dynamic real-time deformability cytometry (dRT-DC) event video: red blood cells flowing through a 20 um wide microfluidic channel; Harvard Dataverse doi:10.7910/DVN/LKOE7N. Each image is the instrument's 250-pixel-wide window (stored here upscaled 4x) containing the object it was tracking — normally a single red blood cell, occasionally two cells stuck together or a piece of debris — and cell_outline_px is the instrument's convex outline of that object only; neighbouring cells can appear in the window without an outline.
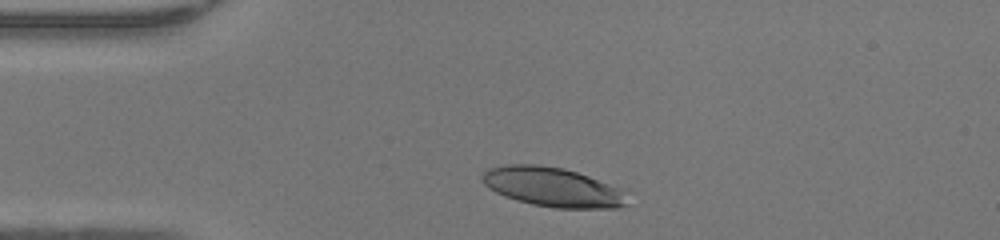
{"species": "human", "species_latin": "Homo sapiens", "temperature_condition": "warm", "stored_images_in_passage": 31, "camera_frame_rate_fps": 3000, "um_per_image_px": 0.085, "donor": {"sex": "female"}, "frame": {"image": 1, "passage_image": 3, "time_ms": 0.667, "image_size_px": [1000, 240], "cell_outline_px": [[628, 204], [616, 208], [556, 208], [532, 204], [516, 200], [504, 196], [488, 188], [480, 180], [480, 176], [488, 168], [504, 164], [540, 164], [564, 168], [588, 176], [620, 188]], "centroid_in_image_um": [46.9, 15.89], "position_along_channel_um": 38.1, "area_um2": 33.29}}
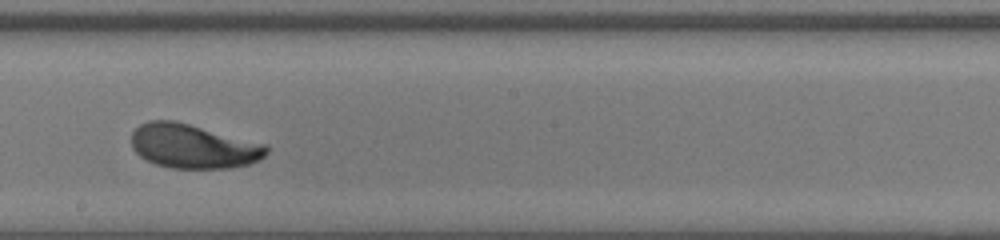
{"frame": {"image": 2, "passage_image": 19, "time_ms": 6.0, "image_size_px": [1000, 240], "cell_outline_px": [[268, 152], [260, 160], [248, 164], [228, 168], [172, 168], [156, 164], [140, 156], [132, 148], [132, 132], [140, 124], [148, 120], [176, 120], [268, 144]], "centroid_in_image_um": [16.45, 12.41], "position_along_channel_um": 231.8, "area_um2": 35.03}}
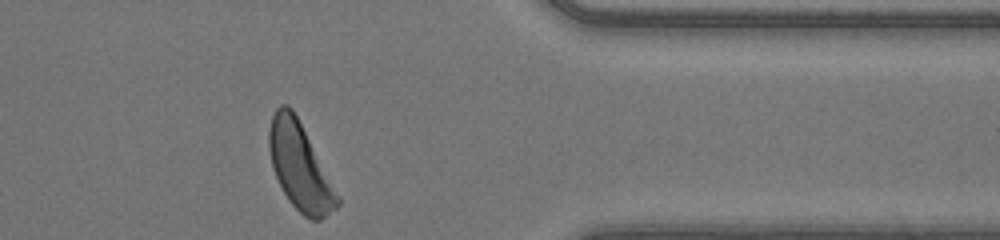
{"frame": {"image": 3, "passage_image": 31, "time_ms": 10.0, "image_size_px": [1000, 240], "cell_outline_px": [[340, 204], [336, 208], [320, 220], [312, 220], [304, 216], [288, 200], [272, 168], [268, 148], [268, 132], [272, 116], [276, 108], [280, 104], [288, 104], [292, 108], [340, 196]], "centroid_in_image_um": [25.48, 14.16], "position_along_channel_um": 385.9, "area_um2": 34.22}, "authors_computed_cell_mechanics": {"area_um2": 34.5644, "velocity_mm_per_s": 4.2957, "shape_relaxation_time_tau1_ms": 2.4291, "shape_relaxation_time_tau2_ms": null, "deformation_change_tau1": 0.1662, "deformation_change_tau2": null}}